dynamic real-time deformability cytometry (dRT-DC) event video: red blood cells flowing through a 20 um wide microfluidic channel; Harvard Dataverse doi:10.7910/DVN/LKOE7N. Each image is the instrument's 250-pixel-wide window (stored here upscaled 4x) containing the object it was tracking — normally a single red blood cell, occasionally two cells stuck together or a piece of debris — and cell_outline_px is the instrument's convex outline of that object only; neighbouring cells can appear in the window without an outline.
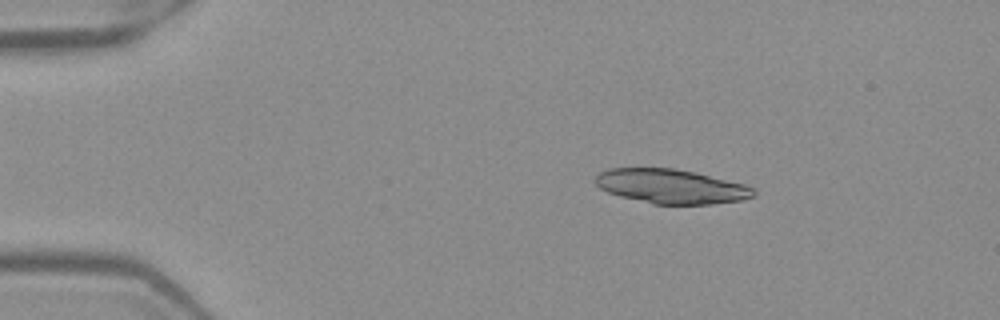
{"species": "Egyptian fruit bat (a non-hibernating species)", "species_latin": "Rousettus aegyptiacus", "temperature_condition": "warm", "stored_images_in_passage": 50, "camera_frame_rate_fps": 3000, "um_per_image_px": 0.085, "frame": {"image": 1, "passage_image": 8, "time_ms": 2.333, "image_size_px": [1000, 320], "cell_outline_px": [[756, 196], [740, 200], [712, 204], [652, 204], [620, 196], [608, 192], [600, 188], [596, 184], [596, 176], [600, 172], [608, 168], [672, 168], [692, 172], [744, 184], [752, 188], [756, 192]], "centroid_in_image_um": [57.03, 15.85], "position_along_channel_um": 28.0, "area_um2": 31.39}}